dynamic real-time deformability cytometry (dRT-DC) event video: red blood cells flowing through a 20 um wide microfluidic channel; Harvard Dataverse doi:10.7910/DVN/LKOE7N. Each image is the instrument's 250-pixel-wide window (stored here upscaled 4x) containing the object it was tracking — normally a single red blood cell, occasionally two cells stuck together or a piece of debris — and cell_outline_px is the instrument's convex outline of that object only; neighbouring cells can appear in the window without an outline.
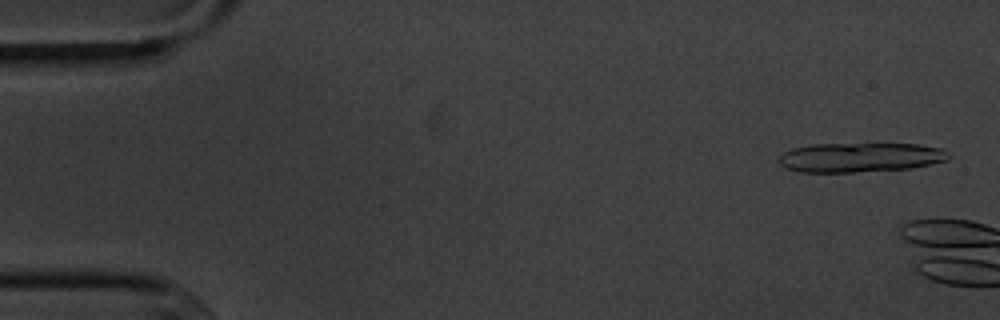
{"species": "common noctule bat (a hibernating species)", "species_latin": "Nyctalus noctula", "temperature_condition": "cold", "stored_images_in_passage": 2, "camera_frame_rate_fps": 3000, "um_per_image_px": 0.085, "animal": {"sex": "male", "body_mass_g": 20.1, "forearm_length_mm": 53.5}, "frame": {"image": 1, "passage_image": 1, "time_ms": 0.0, "image_size_px": [1000, 320], "cell_outline_px": [[948, 160], [912, 168], [856, 172], [800, 172], [788, 168], [780, 164], [780, 156], [784, 152], [792, 148], [812, 144], [916, 144], [944, 148], [948, 152]], "centroid_in_image_um": [73.15, 13.37], "position_along_channel_um": 11.9, "area_um2": 29.07}}